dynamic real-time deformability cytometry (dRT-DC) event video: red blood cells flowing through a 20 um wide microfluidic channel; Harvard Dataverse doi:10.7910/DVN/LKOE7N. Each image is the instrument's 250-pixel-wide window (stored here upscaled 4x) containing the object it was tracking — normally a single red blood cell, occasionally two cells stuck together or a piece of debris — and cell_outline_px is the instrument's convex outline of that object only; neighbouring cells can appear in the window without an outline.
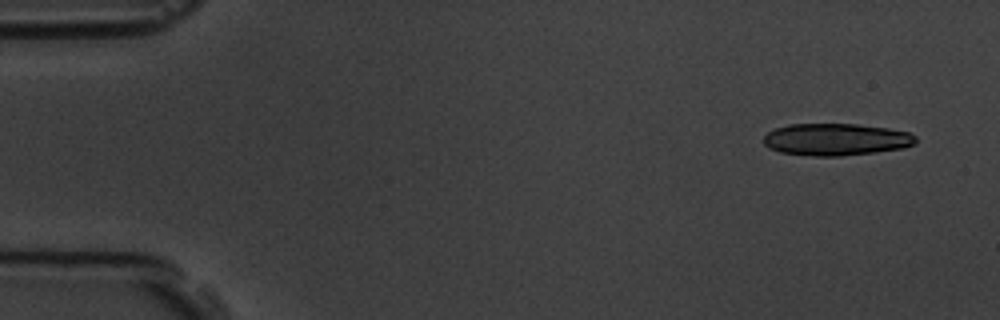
{"species": "common noctule bat (a hibernating species)", "species_latin": "Nyctalus noctula", "temperature_condition": "room temperature", "stored_images_in_passage": 4, "camera_frame_rate_fps": 3000, "um_per_image_px": 0.085, "animal": {"sex": "male", "body_mass_g": 19.5, "forearm_length_mm": 54.6}, "frame": {"image": 1, "passage_image": 1, "time_ms": 0.0, "image_size_px": [1000, 320], "cell_outline_px": [[916, 144], [904, 148], [840, 156], [816, 156], [780, 152], [768, 148], [764, 144], [764, 136], [768, 132], [776, 128], [788, 124], [856, 124], [888, 128], [908, 132], [916, 136]], "centroid_in_image_um": [71.06, 11.85], "position_along_channel_um": 13.9, "area_um2": 28.38}}